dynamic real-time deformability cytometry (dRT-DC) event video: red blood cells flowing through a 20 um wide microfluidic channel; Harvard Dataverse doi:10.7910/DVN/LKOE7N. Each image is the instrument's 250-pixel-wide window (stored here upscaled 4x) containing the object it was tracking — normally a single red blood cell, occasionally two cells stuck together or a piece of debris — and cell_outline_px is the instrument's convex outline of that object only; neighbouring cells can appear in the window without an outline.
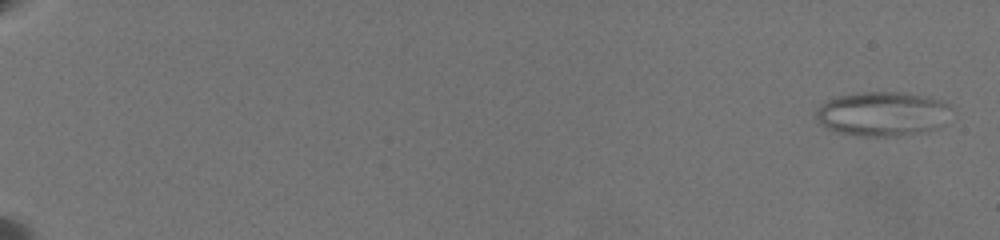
{"species": "common noctule bat (a hibernating species)", "species_latin": "Nyctalus noctula", "temperature_condition": "warm", "stored_images_in_passage": 50, "camera_frame_rate_fps": 3000, "um_per_image_px": 0.085, "animal": {"sex": "female", "body_mass_g": 19.5, "forearm_length_mm": 54.1}, "frame": {"image": 1, "passage_image": 4, "time_ms": 0.333, "image_size_px": [1000, 240], "cell_outline_px": [[952, 108], [944, 124], [936, 128], [924, 132], [900, 136], [856, 136], [836, 132], [820, 124], [816, 120], [816, 108], [828, 100], [836, 96], [860, 92], [904, 92], [928, 96], [940, 100], [948, 104]], "centroid_in_image_um": [75.01, 9.68], "position_along_channel_um": 10.0, "area_um2": 35.43}}
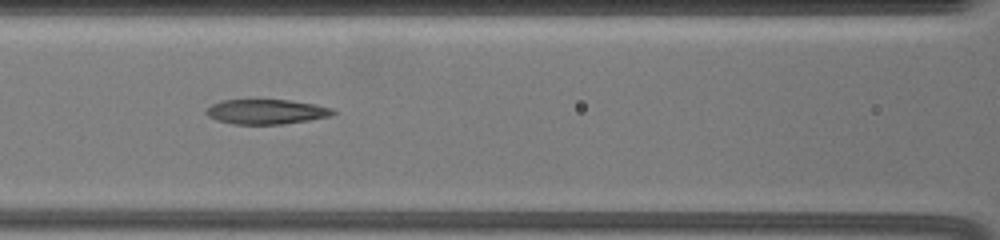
{"frame": {"image": 2, "passage_image": 34, "time_ms": 10.333, "image_size_px": [1000, 240], "cell_outline_px": [[336, 112], [332, 116], [284, 124], [232, 124], [216, 120], [208, 116], [204, 112], [212, 104], [220, 100], [288, 100], [316, 104], [332, 108]], "centroid_in_image_um": [22.63, 9.5], "position_along_channel_um": 144.0, "area_um2": 18.38}}
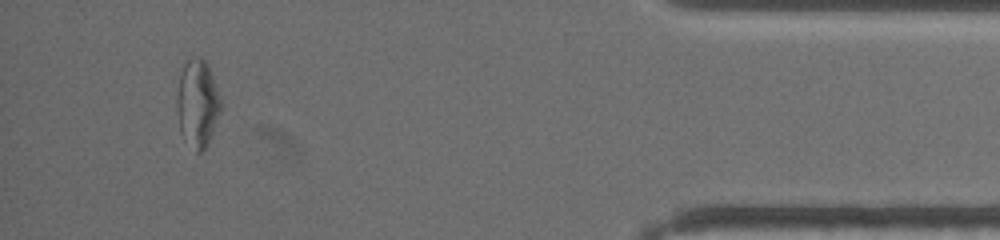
{"frame": {"image": 3, "passage_image": 50, "time_ms": 19.333, "image_size_px": [1000, 240], "cell_outline_px": [[224, 104], [208, 144], [200, 152], [196, 152], [184, 140], [180, 132], [176, 104], [176, 100], [180, 76], [184, 64], [192, 56], [196, 56], [204, 60], [208, 64]], "centroid_in_image_um": [16.81, 8.79], "position_along_channel_um": 418.4, "area_um2": 22.77}, "authors_computed_cell_mechanics": {"area_um2": 25.5476, "velocity_mm_per_s": 3.59, "shape_relaxation_time_tau1_ms": null, "shape_relaxation_time_tau2_ms": 2.2996, "deformation_change_tau1": null, "deformation_change_tau2": 0.1283}}